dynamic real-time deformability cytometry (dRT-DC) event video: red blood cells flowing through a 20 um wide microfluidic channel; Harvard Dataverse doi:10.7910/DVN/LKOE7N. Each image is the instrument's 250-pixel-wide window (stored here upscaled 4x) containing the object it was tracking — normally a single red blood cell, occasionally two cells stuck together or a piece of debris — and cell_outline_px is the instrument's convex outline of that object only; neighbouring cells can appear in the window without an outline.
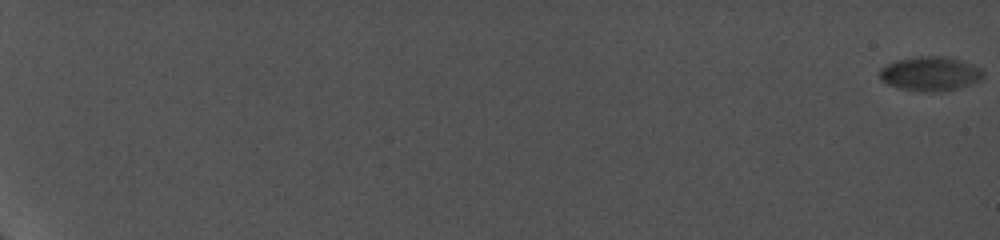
{"species": "common noctule bat (a hibernating species)", "species_latin": "Nyctalus noctula", "temperature_condition": "cold", "stored_images_in_passage": 14, "camera_frame_rate_fps": 5000, "um_per_image_px": 0.085, "animal": {"sex": "female", "body_mass_g": 19.0, "forearm_length_mm": 56.7}, "frame": {"image": 1, "passage_image": 1, "time_ms": 0.0, "image_size_px": [1000, 240], "cell_outline_px": [[984, 80], [972, 84], [956, 88], [896, 88], [880, 80], [880, 68], [896, 60], [916, 56], [940, 56], [960, 60], [972, 64], [980, 68], [984, 72]], "centroid_in_image_um": [79.09, 6.2], "position_along_channel_um": 5.9, "area_um2": 19.83}}